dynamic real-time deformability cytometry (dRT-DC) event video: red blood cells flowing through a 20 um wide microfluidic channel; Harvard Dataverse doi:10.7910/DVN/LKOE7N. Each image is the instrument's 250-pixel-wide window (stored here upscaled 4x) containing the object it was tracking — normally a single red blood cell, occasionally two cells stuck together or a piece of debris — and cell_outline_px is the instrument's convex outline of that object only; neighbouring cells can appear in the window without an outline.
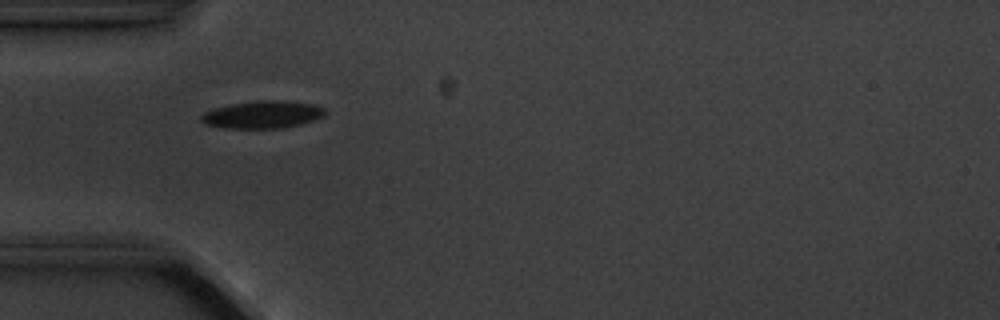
{"species": "common noctule bat (a hibernating species)", "species_latin": "Nyctalus noctula", "temperature_condition": "cold", "stored_images_in_passage": 2, "camera_frame_rate_fps": 3000, "um_per_image_px": 0.085, "animal": {"sex": "male", "body_mass_g": 20.1, "forearm_length_mm": 53.5}, "frame": {"image": 1, "passage_image": 1, "time_ms": 0.0, "image_size_px": [1000, 320], "cell_outline_px": [[328, 112], [324, 116], [300, 124], [280, 128], [224, 128], [204, 124], [200, 120], [200, 116], [204, 112], [212, 108], [232, 104], [256, 100], [284, 100], [312, 104], [324, 108]], "centroid_in_image_um": [22.29, 9.73], "position_along_channel_um": 62.7, "area_um2": 19.94}}
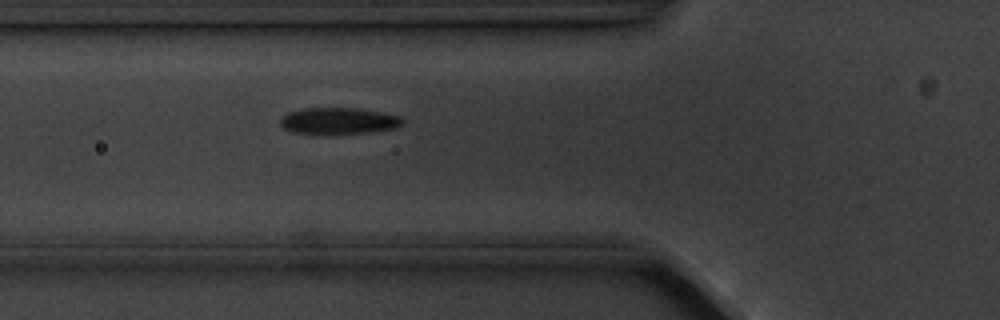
{"frame": {"image": 2, "passage_image": 2, "time_ms": 1.0, "image_size_px": [1000, 320], "cell_outline_px": [[404, 124], [396, 128], [368, 132], [292, 132], [284, 128], [280, 124], [280, 120], [288, 112], [304, 108], [360, 108], [384, 112], [400, 116], [404, 120]], "centroid_in_image_um": [28.85, 10.24], "position_along_channel_um": 96.9, "area_um2": 18.44}}